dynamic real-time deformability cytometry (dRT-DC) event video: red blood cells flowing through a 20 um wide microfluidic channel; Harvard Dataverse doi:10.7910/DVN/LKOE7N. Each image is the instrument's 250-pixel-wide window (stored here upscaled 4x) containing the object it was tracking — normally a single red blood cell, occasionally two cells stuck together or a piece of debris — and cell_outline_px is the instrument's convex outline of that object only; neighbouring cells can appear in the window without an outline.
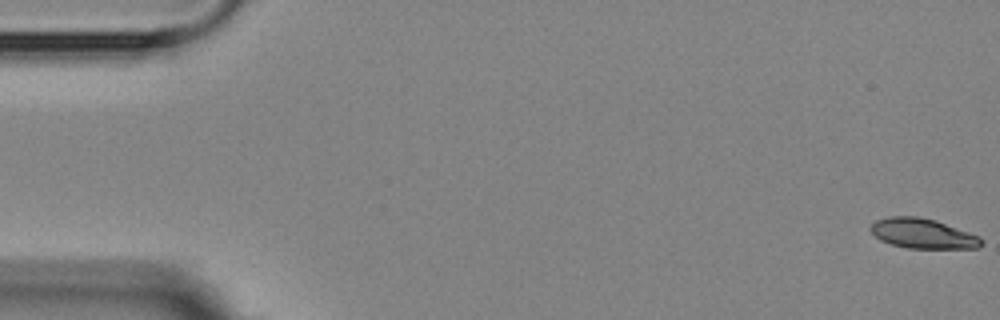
{"species": "Egyptian fruit bat (a non-hibernating species)", "species_latin": "Rousettus aegyptiacus", "temperature_condition": "room temperature", "stored_images_in_passage": 5, "camera_frame_rate_fps": 3000, "um_per_image_px": 0.085, "animal": {"sex": "female"}, "frame": {"image": 1, "passage_image": 1, "time_ms": 0.0, "image_size_px": [1000, 320], "cell_outline_px": [[984, 244], [980, 248], [908, 248], [892, 244], [880, 240], [868, 228], [876, 220], [892, 216], [916, 216], [936, 220], [980, 236], [984, 240]], "centroid_in_image_um": [78.48, 19.85], "position_along_channel_um": 6.5, "area_um2": 19.36}}
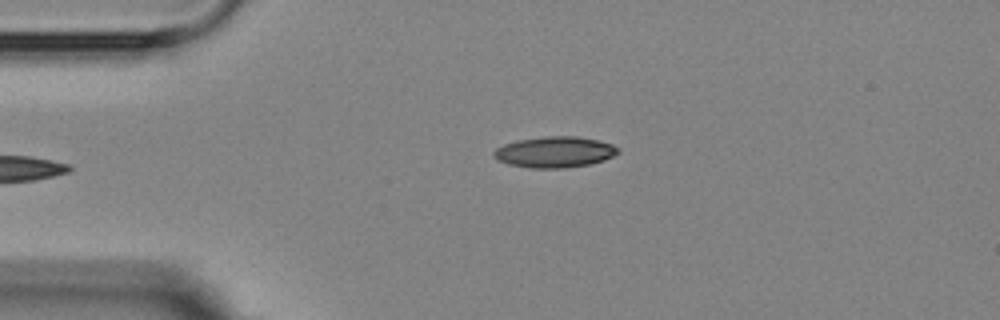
{"frame": {"image": 2, "passage_image": 5, "time_ms": 6.0, "image_size_px": [1000, 320], "cell_outline_px": [[620, 152], [604, 160], [588, 164], [564, 168], [528, 168], [508, 164], [496, 160], [492, 156], [492, 152], [496, 148], [504, 144], [516, 140], [544, 136], [576, 136], [596, 140], [612, 144], [620, 148]], "centroid_in_image_um": [47.1, 12.92], "position_along_channel_um": 37.9, "area_um2": 22.6}}